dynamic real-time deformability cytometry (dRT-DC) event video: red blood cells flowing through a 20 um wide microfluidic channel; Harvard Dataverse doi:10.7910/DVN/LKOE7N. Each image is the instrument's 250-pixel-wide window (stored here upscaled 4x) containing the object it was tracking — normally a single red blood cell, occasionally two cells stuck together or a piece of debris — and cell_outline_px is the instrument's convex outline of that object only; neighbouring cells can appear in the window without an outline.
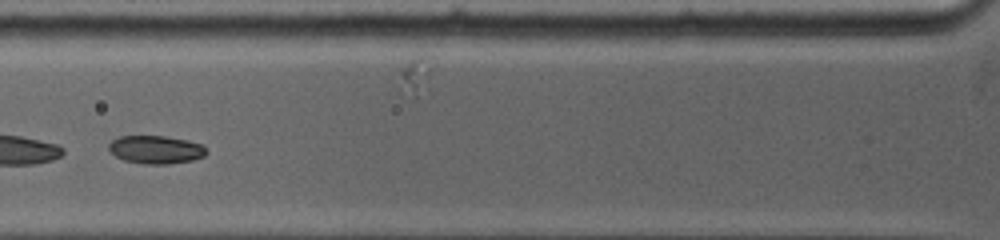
{"species": "common noctule bat (a hibernating species)", "species_latin": "Nyctalus noctula", "temperature_condition": "warm", "stored_images_in_passage": 36, "camera_frame_rate_fps": 5000, "um_per_image_px": 0.085, "animal": {"sex": "female", "body_mass_g": 19.0, "forearm_length_mm": 53.3}, "frame": {"image": 1, "passage_image": 6, "time_ms": 1.4, "image_size_px": [1000, 240], "cell_outline_px": [[208, 152], [204, 156], [192, 160], [168, 164], [144, 164], [124, 160], [116, 156], [108, 148], [108, 144], [112, 140], [120, 136], [164, 136], [188, 140], [200, 144]], "centroid_in_image_um": [13.24, 12.71], "position_along_channel_um": 112.6, "area_um2": 15.9}}